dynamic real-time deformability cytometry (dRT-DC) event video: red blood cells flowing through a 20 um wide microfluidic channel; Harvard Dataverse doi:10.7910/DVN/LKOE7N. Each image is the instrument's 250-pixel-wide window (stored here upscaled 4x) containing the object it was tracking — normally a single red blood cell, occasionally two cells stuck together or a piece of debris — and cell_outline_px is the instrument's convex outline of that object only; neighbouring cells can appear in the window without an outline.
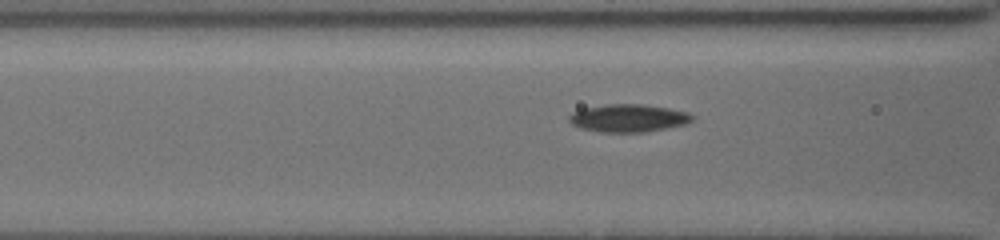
{"species": "common noctule bat (a hibernating species)", "species_latin": "Nyctalus noctula", "temperature_condition": "cold", "stored_images_in_passage": 19, "camera_frame_rate_fps": 3000, "um_per_image_px": 0.085, "animal": {"sex": "female", "body_mass_g": 19.5, "forearm_length_mm": 54.1}, "frame": {"image": 1, "passage_image": 4, "time_ms": 1.333, "image_size_px": [1000, 240], "cell_outline_px": [[696, 116], [692, 120], [684, 124], [644, 132], [600, 132], [580, 128], [572, 124], [568, 120], [568, 116], [584, 108], [604, 104], [640, 104], [668, 108], [688, 112]], "centroid_in_image_um": [53.41, 10.04], "position_along_channel_um": 113.2, "area_um2": 19.77}}